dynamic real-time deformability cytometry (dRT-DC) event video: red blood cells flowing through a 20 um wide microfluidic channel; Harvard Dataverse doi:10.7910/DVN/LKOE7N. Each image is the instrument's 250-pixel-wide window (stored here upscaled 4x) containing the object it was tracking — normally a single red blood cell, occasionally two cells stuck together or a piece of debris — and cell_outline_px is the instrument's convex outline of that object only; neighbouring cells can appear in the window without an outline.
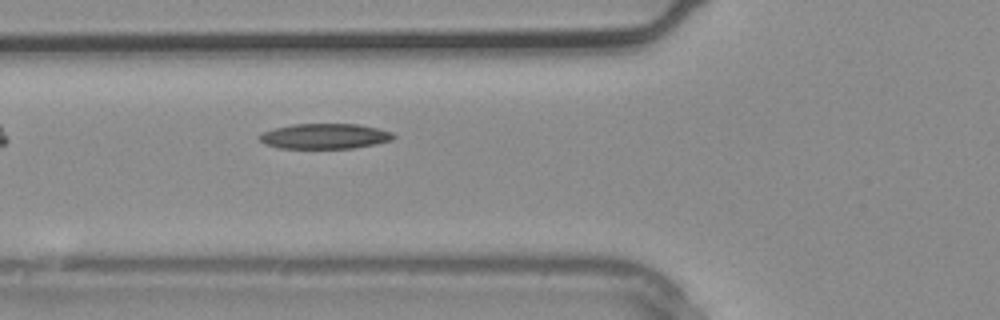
{"species": "common noctule bat (a hibernating species)", "species_latin": "Nyctalus noctula", "temperature_condition": "warm", "stored_images_in_passage": 3, "camera_frame_rate_fps": 3000, "um_per_image_px": 0.085, "animal": {"sex": "male", "body_mass_g": 20.4}, "frame": {"image": 1, "passage_image": 3, "time_ms": 0.667, "image_size_px": [1000, 320], "cell_outline_px": [[396, 136], [392, 140], [376, 144], [352, 148], [280, 148], [264, 144], [256, 136], [260, 132], [292, 124], [360, 124], [392, 132]], "centroid_in_image_um": [27.58, 11.57], "position_along_channel_um": 98.2, "area_um2": 19.83}}